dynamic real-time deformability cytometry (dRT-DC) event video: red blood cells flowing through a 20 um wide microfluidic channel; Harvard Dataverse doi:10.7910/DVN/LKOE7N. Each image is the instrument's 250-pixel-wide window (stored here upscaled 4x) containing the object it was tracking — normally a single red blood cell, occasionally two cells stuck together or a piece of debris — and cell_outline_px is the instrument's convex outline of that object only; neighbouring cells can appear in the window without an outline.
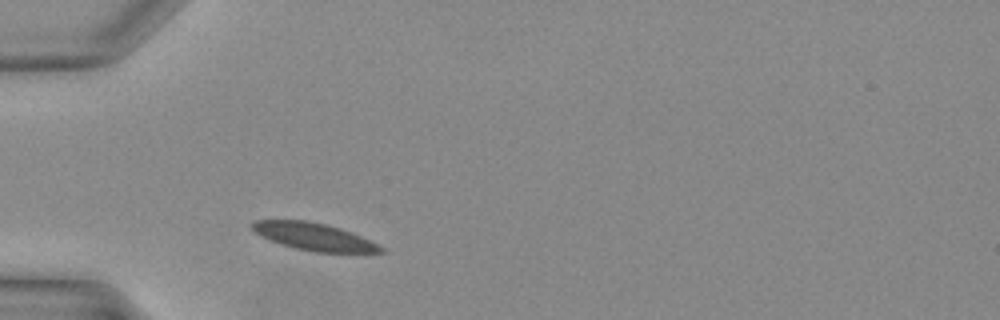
{"species": "Egyptian fruit bat (a non-hibernating species)", "species_latin": "Rousettus aegyptiacus", "temperature_condition": "warm", "stored_images_in_passage": 27, "camera_frame_rate_fps": 3000, "um_per_image_px": 0.085, "animal": {"sex": "female"}, "frame": {"image": 1, "passage_image": 3, "time_ms": 0.667, "image_size_px": [1000, 320], "cell_outline_px": [[384, 252], [316, 252], [296, 248], [280, 244], [268, 240], [256, 232], [248, 224], [256, 220], [304, 220], [324, 224], [340, 228], [360, 236], [384, 248]], "centroid_in_image_um": [26.62, 20.11], "position_along_channel_um": 58.4, "area_um2": 20.17}}
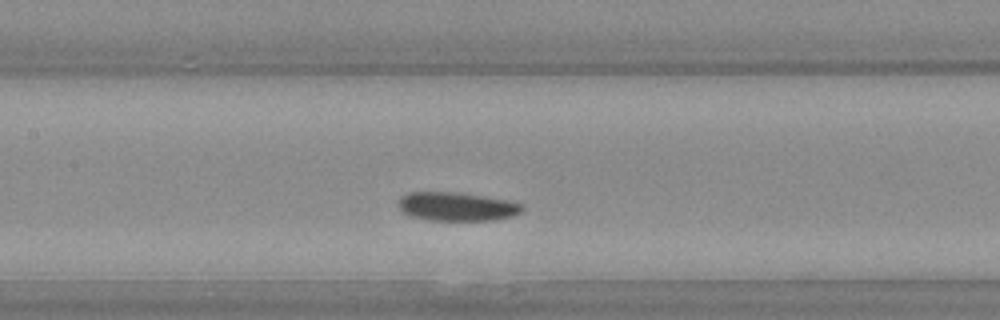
{"frame": {"image": 2, "passage_image": 10, "time_ms": 3.0, "image_size_px": [1000, 320], "cell_outline_px": [[524, 208], [520, 212], [512, 216], [492, 220], [428, 220], [408, 216], [400, 208], [400, 196], [408, 192], [456, 192], [504, 200], [520, 204]], "centroid_in_image_um": [38.77, 17.56], "position_along_channel_um": 168.6, "area_um2": 20.35}}
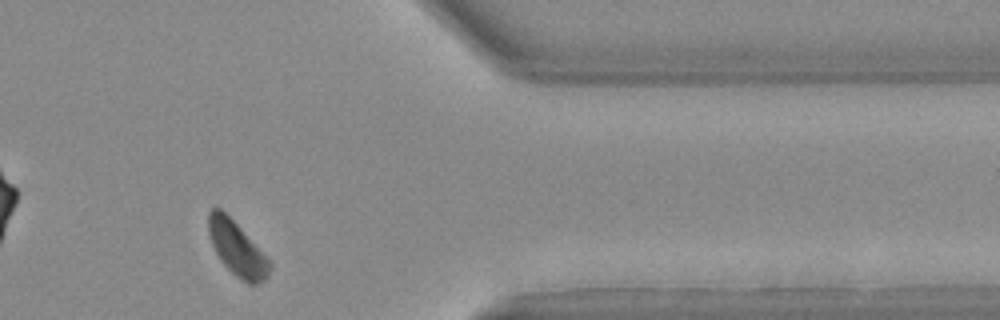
{"frame": {"image": 3, "passage_image": 24, "time_ms": 7.667, "image_size_px": [1000, 320], "cell_outline_px": [[272, 268], [268, 276], [264, 280], [256, 284], [248, 284], [240, 280], [220, 260], [212, 244], [208, 232], [208, 212], [212, 208], [220, 208], [272, 260]], "centroid_in_image_um": [20.18, 21.17], "position_along_channel_um": 391.2, "area_um2": 19.36}}